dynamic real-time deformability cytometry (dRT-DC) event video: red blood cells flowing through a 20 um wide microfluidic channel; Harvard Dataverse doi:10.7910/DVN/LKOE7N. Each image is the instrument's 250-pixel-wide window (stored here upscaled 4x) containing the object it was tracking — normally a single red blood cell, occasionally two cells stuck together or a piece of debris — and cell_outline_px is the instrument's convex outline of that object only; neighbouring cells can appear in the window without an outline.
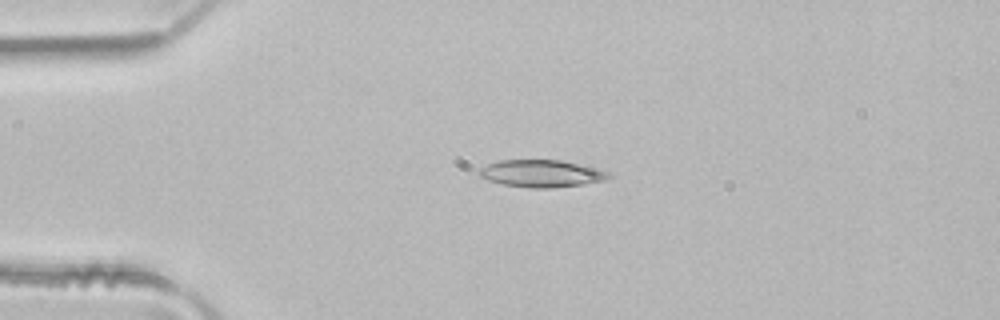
{"species": "common noctule bat (a hibernating species)", "species_latin": "Nyctalus noctula", "temperature_condition": "room temperature", "stored_images_in_passage": 5, "camera_frame_rate_fps": 3000, "um_per_image_px": 0.085, "animal": {"sex": "male", "body_mass_g": 21.5, "forearm_length_mm": 52.0}, "frame": {"image": 1, "passage_image": 3, "time_ms": 0.667, "image_size_px": [1000, 320], "cell_outline_px": [[612, 176], [604, 180], [584, 184], [552, 188], [528, 188], [504, 184], [488, 180], [480, 176], [476, 172], [480, 168], [488, 164], [500, 160], [560, 160], [608, 172]], "centroid_in_image_um": [45.96, 14.76], "position_along_channel_um": 39.0, "area_um2": 20.29}}
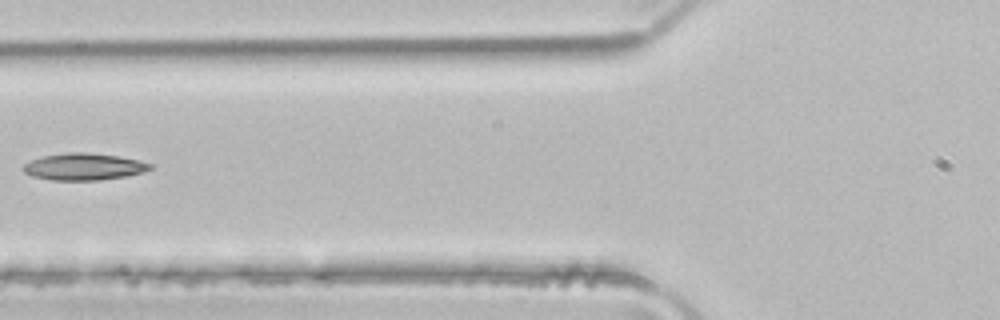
{"frame": {"image": 2, "passage_image": 5, "time_ms": 1.333, "image_size_px": [1000, 320], "cell_outline_px": [[152, 168], [144, 172], [128, 176], [100, 180], [52, 180], [32, 176], [24, 172], [24, 164], [32, 160], [44, 156], [68, 152], [88, 152], [120, 156], [152, 164]], "centroid_in_image_um": [7.15, 14.17], "position_along_channel_um": 118.6, "area_um2": 19.83}}